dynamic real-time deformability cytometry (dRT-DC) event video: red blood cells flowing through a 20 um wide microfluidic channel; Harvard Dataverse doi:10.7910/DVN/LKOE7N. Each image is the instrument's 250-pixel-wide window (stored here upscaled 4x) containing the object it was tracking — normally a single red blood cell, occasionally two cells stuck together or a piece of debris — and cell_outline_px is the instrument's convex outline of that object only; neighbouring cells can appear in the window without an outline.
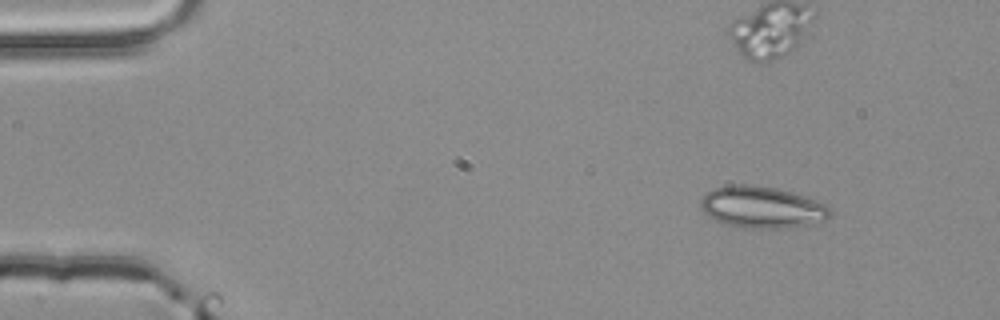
{"species": "common noctule bat (a hibernating species)", "species_latin": "Nyctalus noctula", "temperature_condition": "room temperature", "stored_images_in_passage": 2, "camera_frame_rate_fps": 3000, "um_per_image_px": 0.085, "animal": {"sex": "male", "body_mass_g": 20.4}, "frame": {"image": 1, "passage_image": 1, "time_ms": 0.0, "image_size_px": [1000, 320], "cell_outline_px": [[832, 216], [824, 220], [788, 228], [744, 228], [724, 224], [708, 216], [700, 208], [700, 200], [704, 192], [728, 184], [748, 184], [776, 188], [792, 192], [824, 204], [832, 212]], "centroid_in_image_um": [64.7, 17.61], "position_along_channel_um": 20.3, "area_um2": 31.44}}